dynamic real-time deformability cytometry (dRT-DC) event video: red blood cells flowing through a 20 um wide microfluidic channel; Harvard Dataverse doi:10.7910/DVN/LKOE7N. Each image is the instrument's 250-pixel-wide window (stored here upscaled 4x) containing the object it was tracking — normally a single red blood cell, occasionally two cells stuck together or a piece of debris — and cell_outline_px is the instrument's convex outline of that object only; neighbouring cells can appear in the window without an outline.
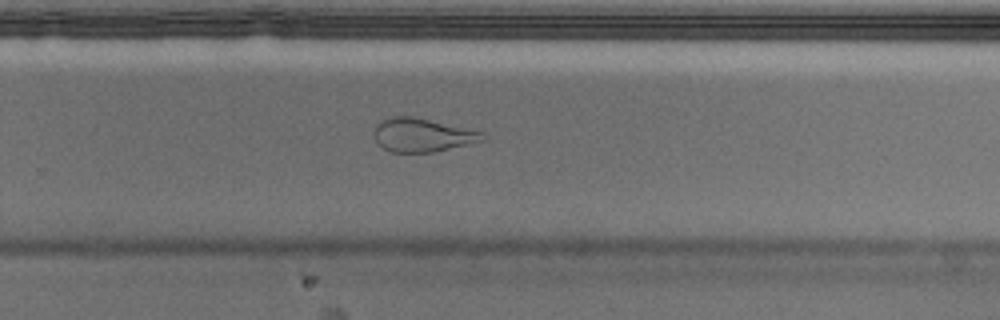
{"species": "Egyptian fruit bat (a non-hibernating species)", "species_latin": "Rousettus aegyptiacus", "temperature_condition": "cold", "stored_images_in_passage": 49, "camera_frame_rate_fps": 3000, "um_per_image_px": 0.085, "animal": {"sex": "male"}, "frame": {"image": 1, "passage_image": 35, "time_ms": 11.333, "image_size_px": [1000, 320], "cell_outline_px": [[484, 140], [432, 152], [392, 152], [376, 144], [372, 136], [376, 124], [380, 120], [392, 116], [412, 116], [484, 132]], "centroid_in_image_um": [35.81, 11.47], "position_along_channel_um": 294.0, "area_um2": 21.15}}